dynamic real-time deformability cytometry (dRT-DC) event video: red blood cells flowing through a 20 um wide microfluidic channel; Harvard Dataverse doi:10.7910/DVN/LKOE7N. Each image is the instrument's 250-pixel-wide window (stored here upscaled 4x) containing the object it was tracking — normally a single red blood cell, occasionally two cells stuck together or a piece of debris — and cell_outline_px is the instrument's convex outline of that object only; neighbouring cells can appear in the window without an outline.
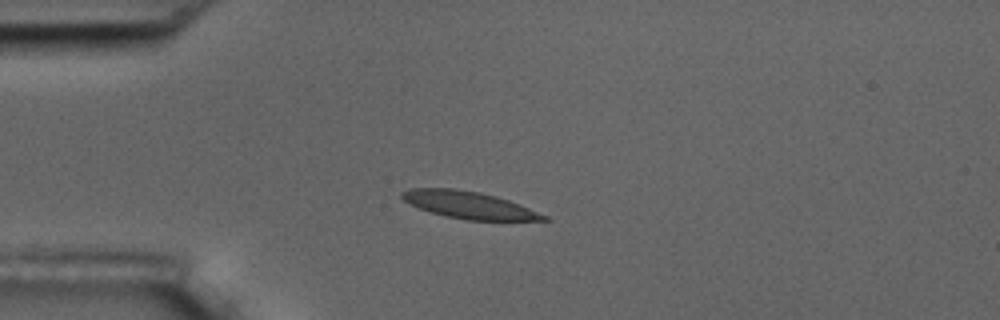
{"species": "common noctule bat (a hibernating species)", "species_latin": "Nyctalus noctula", "temperature_condition": "room temperature", "stored_images_in_passage": 14, "camera_frame_rate_fps": 3000, "um_per_image_px": 0.085, "animal": {"sex": "male", "body_mass_g": 17.5, "forearm_length_mm": 52.3}, "frame": {"image": 1, "passage_image": 3, "time_ms": 3.333, "image_size_px": [1000, 320], "cell_outline_px": [[552, 220], [468, 220], [444, 216], [428, 212], [408, 204], [400, 196], [400, 192], [408, 188], [456, 188], [480, 192], [496, 196], [508, 200], [548, 216]], "centroid_in_image_um": [39.78, 17.41], "position_along_channel_um": 45.2, "area_um2": 22.54}}
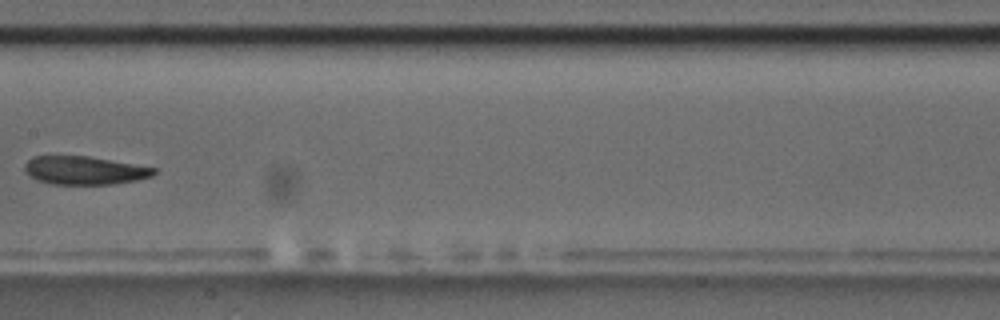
{"frame": {"image": 2, "passage_image": 7, "time_ms": 8.333, "image_size_px": [1000, 320], "cell_outline_px": [[156, 172], [152, 176], [136, 180], [112, 184], [52, 184], [36, 180], [24, 172], [24, 164], [32, 156], [88, 156], [156, 168]], "centroid_in_image_um": [7.13, 14.48], "position_along_channel_um": 200.3, "area_um2": 21.27}}
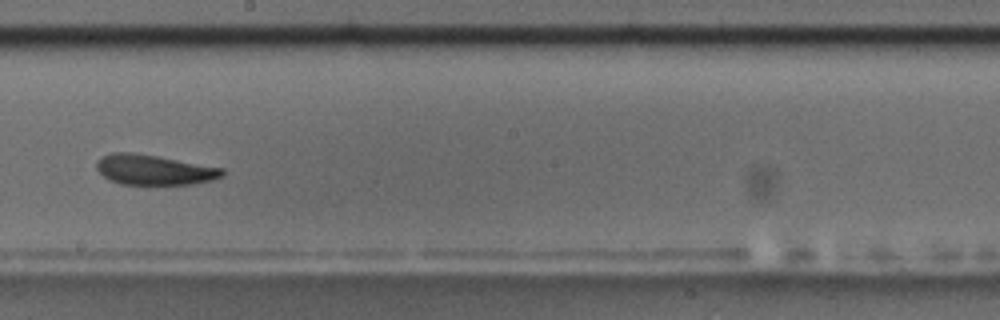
{"frame": {"image": 3, "passage_image": 8, "time_ms": 9.333, "image_size_px": [1000, 320], "cell_outline_px": [[224, 176], [212, 180], [192, 184], [120, 184], [108, 180], [96, 168], [96, 160], [100, 156], [112, 152], [132, 152], [156, 156], [224, 168]], "centroid_in_image_um": [13.06, 14.43], "position_along_channel_um": 235.1, "area_um2": 22.14}, "authors_computed_cell_mechanics": {"area_um2": 22.2241, "velocity_mm_per_s": 3.5058, "shape_relaxation_time_tau1_ms": 8.5655, "shape_relaxation_time_tau2_ms": 5.0827, "deformation_change_tau1": 0.1707, "deformation_change_tau2": 0.1218}}